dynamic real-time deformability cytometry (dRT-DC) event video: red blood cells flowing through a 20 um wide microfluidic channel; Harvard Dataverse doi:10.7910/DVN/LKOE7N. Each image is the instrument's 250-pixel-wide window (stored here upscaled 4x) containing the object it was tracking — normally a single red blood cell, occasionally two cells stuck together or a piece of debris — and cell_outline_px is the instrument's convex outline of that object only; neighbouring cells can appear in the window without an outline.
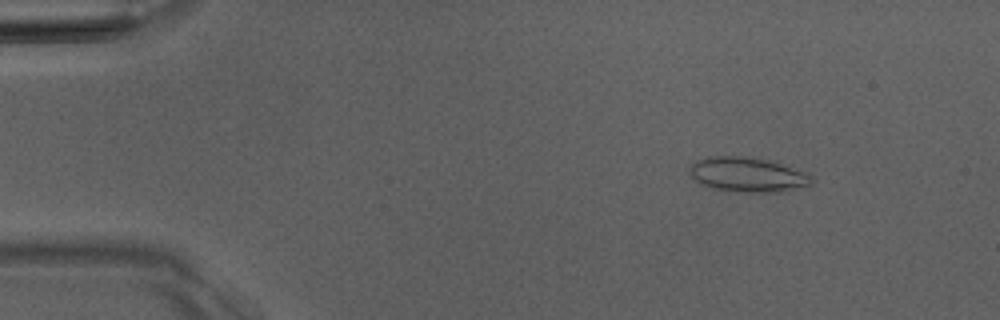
{"species": "Egyptian fruit bat (a non-hibernating species)", "species_latin": "Rousettus aegyptiacus", "temperature_condition": "room temperature", "stored_images_in_passage": 4, "camera_frame_rate_fps": 3000, "um_per_image_px": 0.085, "animal": {"sex": "male"}, "frame": {"image": 1, "passage_image": 1, "time_ms": 0.0, "image_size_px": [1000, 320], "cell_outline_px": [[812, 180], [808, 184], [780, 192], [744, 192], [716, 188], [704, 184], [696, 180], [688, 172], [688, 168], [696, 160], [708, 156], [740, 156], [764, 160], [780, 164], [808, 172]], "centroid_in_image_um": [63.5, 14.83], "position_along_channel_um": 21.5, "area_um2": 24.04}}